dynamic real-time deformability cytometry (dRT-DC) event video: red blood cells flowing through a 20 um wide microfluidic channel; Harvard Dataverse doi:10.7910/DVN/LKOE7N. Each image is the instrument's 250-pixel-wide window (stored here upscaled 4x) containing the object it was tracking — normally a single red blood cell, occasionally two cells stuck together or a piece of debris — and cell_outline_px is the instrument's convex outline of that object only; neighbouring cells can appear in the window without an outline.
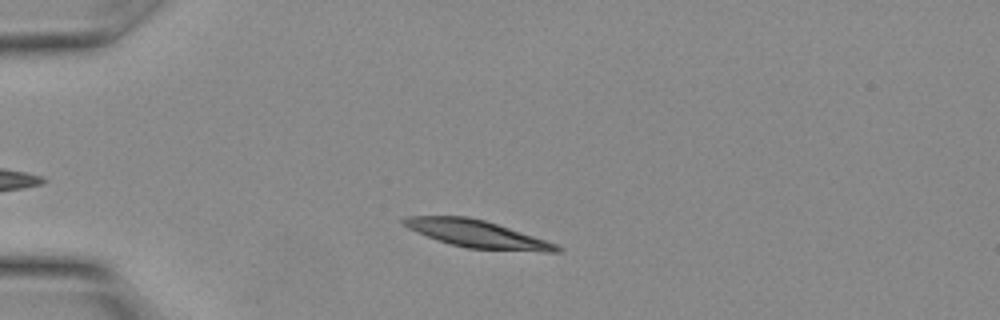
{"species": "Egyptian fruit bat (a non-hibernating species)", "species_latin": "Rousettus aegyptiacus", "temperature_condition": "warm", "stored_images_in_passage": 13, "camera_frame_rate_fps": 3000, "um_per_image_px": 0.085, "animal": {"sex": "female"}, "frame": {"image": 1, "passage_image": 4, "time_ms": 1.0, "image_size_px": [1000, 320], "cell_outline_px": [[560, 252], [544, 252], [468, 248], [452, 244], [416, 232], [400, 224], [400, 220], [404, 216], [468, 216], [484, 220], [556, 244], [560, 248]], "centroid_in_image_um": [40.47, 19.87], "position_along_channel_um": 44.5, "area_um2": 23.93}}
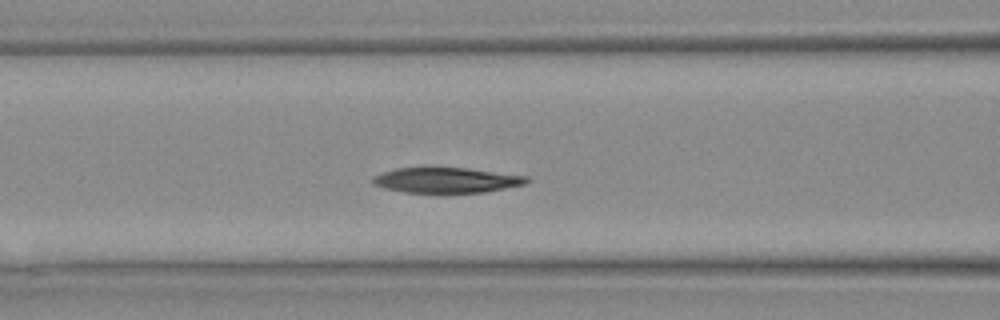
{"frame": {"image": 2, "passage_image": 9, "time_ms": 2.667, "image_size_px": [1000, 320], "cell_outline_px": [[528, 180], [524, 184], [484, 192], [444, 196], [436, 196], [404, 192], [384, 188], [372, 184], [372, 180], [380, 172], [396, 168], [464, 168], [528, 176]], "centroid_in_image_um": [37.88, 15.37], "position_along_channel_um": 128.7, "area_um2": 23.52}}
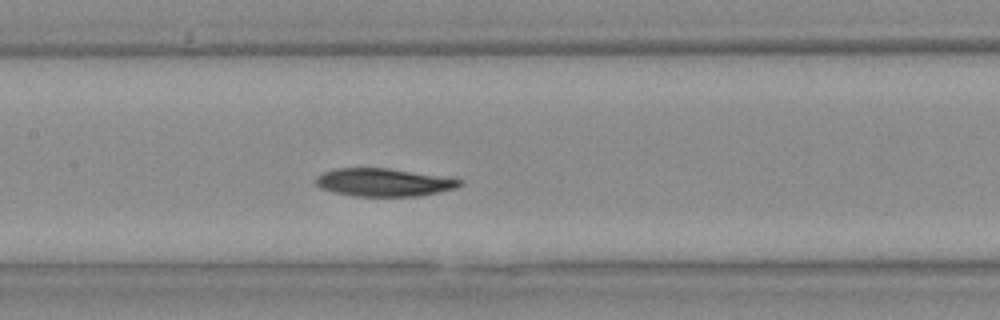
{"frame": {"image": 3, "passage_image": 11, "time_ms": 3.333, "image_size_px": [1000, 320], "cell_outline_px": [[464, 180], [456, 188], [416, 196], [352, 196], [332, 192], [320, 188], [316, 184], [316, 176], [324, 172], [336, 168], [388, 168], [456, 176]], "centroid_in_image_um": [32.68, 15.48], "position_along_channel_um": 174.7, "area_um2": 23.93}}